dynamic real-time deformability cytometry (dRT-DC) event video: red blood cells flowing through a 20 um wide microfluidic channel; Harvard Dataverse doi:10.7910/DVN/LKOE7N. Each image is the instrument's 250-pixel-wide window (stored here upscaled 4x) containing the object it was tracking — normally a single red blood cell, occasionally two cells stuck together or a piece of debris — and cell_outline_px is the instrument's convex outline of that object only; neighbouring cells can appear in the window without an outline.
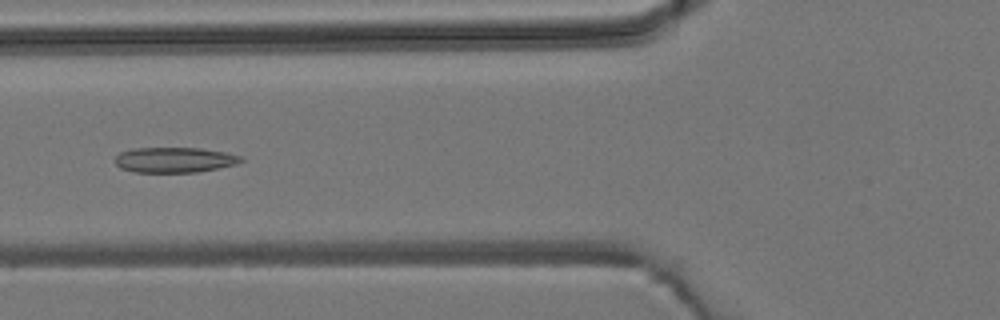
{"species": "common noctule bat (a hibernating species)", "species_latin": "Nyctalus noctula", "temperature_condition": "room temperature", "stored_images_in_passage": 5, "camera_frame_rate_fps": 3000, "um_per_image_px": 0.085, "animal": {"sex": "male", "body_mass_g": 19.2, "forearm_length_mm": 51.8}, "frame": {"image": 1, "passage_image": 5, "time_ms": 4.667, "image_size_px": [1000, 320], "cell_outline_px": [[244, 160], [236, 164], [196, 172], [132, 172], [120, 168], [116, 164], [116, 156], [120, 152], [132, 148], [200, 148], [224, 152], [244, 156]], "centroid_in_image_um": [14.83, 13.58], "position_along_channel_um": 111.0, "area_um2": 18.55}}